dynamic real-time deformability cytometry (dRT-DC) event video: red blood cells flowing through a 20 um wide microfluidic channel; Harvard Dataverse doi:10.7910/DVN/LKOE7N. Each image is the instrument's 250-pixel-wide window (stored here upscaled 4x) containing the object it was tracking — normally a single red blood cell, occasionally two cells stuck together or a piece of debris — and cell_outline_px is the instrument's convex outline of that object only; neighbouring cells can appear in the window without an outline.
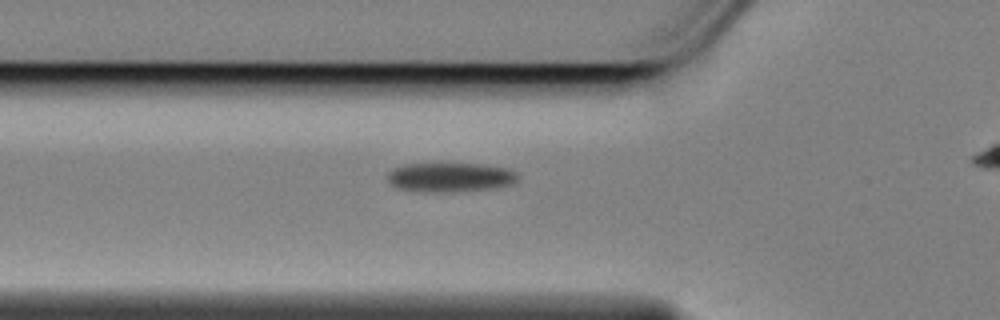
{"species": "Egyptian fruit bat (a non-hibernating species)", "species_latin": "Rousettus aegyptiacus", "temperature_condition": "cold", "stored_images_in_passage": 37, "camera_frame_rate_fps": 3000, "um_per_image_px": 0.085, "animal": {"sex": "female"}, "frame": {"image": 1, "passage_image": 2, "time_ms": 0.333, "image_size_px": [1000, 320], "cell_outline_px": [[520, 176], [512, 184], [488, 188], [452, 192], [428, 192], [396, 188], [388, 180], [388, 172], [392, 168], [404, 164], [480, 164], [508, 168], [516, 172]], "centroid_in_image_um": [38.25, 15.06], "position_along_channel_um": 87.6, "area_um2": 22.14}}
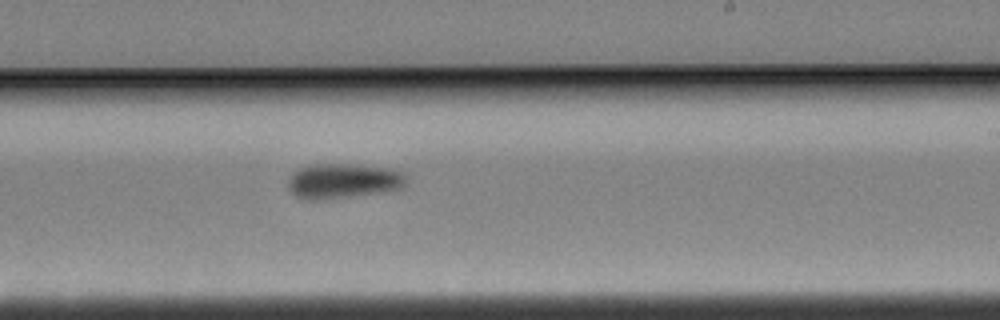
{"frame": {"image": 2, "passage_image": 17, "time_ms": 5.333, "image_size_px": [1000, 320], "cell_outline_px": [[404, 188], [380, 192], [352, 196], [320, 200], [304, 200], [296, 196], [288, 188], [288, 176], [300, 168], [312, 164], [348, 164], [384, 168], [400, 172], [404, 176]], "centroid_in_image_um": [29.08, 15.39], "position_along_channel_um": 259.9, "area_um2": 23.81}}
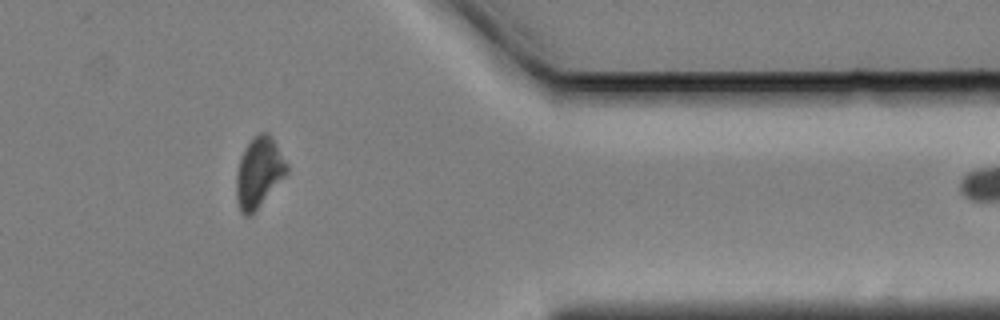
{"frame": {"image": 3, "passage_image": 30, "time_ms": 9.667, "image_size_px": [1000, 320], "cell_outline_px": [[288, 172], [256, 208], [248, 216], [244, 216], [240, 212], [236, 196], [236, 176], [240, 160], [244, 148], [260, 132], [268, 132], [272, 136], [288, 164]], "centroid_in_image_um": [22.0, 14.62], "position_along_channel_um": 389.4, "area_um2": 20.17}}